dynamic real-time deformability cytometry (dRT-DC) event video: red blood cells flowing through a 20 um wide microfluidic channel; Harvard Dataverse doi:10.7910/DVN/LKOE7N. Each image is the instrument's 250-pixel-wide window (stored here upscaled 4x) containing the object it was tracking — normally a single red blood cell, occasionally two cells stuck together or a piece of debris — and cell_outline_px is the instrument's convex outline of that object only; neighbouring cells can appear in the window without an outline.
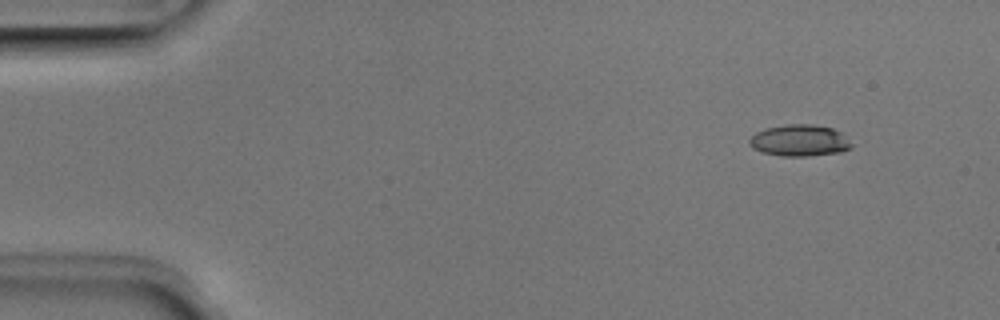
{"species": "Egyptian fruit bat (a non-hibernating species)", "species_latin": "Rousettus aegyptiacus", "temperature_condition": "room temperature", "stored_images_in_passage": 4, "camera_frame_rate_fps": 3000, "um_per_image_px": 0.085, "animal": {"sex": "male"}, "frame": {"image": 1, "passage_image": 1, "time_ms": 0.0, "image_size_px": [1000, 320], "cell_outline_px": [[852, 148], [840, 152], [808, 156], [780, 156], [764, 152], [752, 148], [748, 144], [748, 140], [756, 132], [764, 128], [788, 124], [812, 124], [832, 128], [844, 132], [852, 144]], "centroid_in_image_um": [67.98, 11.93], "position_along_channel_um": 17.0, "area_um2": 19.02}}
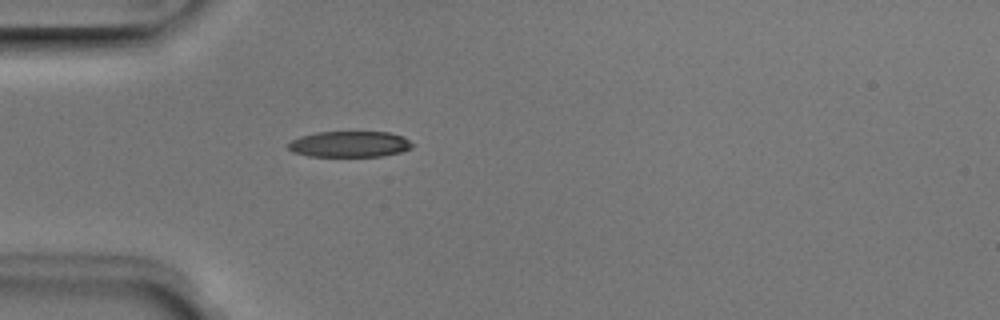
{"frame": {"image": 2, "passage_image": 4, "time_ms": 1.0, "image_size_px": [1000, 320], "cell_outline_px": [[416, 144], [412, 148], [400, 152], [384, 156], [308, 156], [292, 152], [288, 148], [288, 144], [292, 140], [300, 136], [316, 132], [388, 132], [404, 136]], "centroid_in_image_um": [29.76, 12.25], "position_along_channel_um": 55.2, "area_um2": 18.96}}